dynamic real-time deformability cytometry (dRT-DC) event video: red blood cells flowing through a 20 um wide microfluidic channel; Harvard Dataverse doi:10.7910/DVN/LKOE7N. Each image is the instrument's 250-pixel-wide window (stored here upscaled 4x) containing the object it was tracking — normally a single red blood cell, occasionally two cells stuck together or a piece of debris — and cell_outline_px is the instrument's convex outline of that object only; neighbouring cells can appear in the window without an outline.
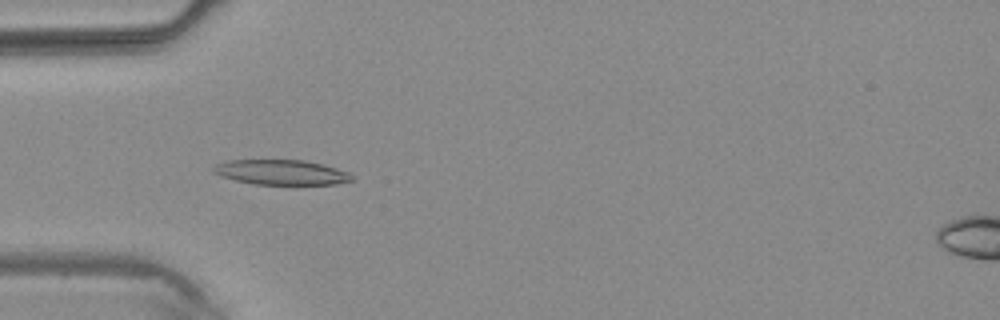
{"species": "common noctule bat (a hibernating species)", "species_latin": "Nyctalus noctula", "temperature_condition": "warm", "stored_images_in_passage": 5, "camera_frame_rate_fps": 3000, "um_per_image_px": 0.085, "animal": {"sex": "male", "body_mass_g": 20.4}, "frame": {"image": 1, "passage_image": 5, "time_ms": 4.667, "image_size_px": [1000, 320], "cell_outline_px": [[352, 180], [336, 184], [252, 184], [220, 176], [212, 172], [212, 164], [228, 160], [304, 160], [324, 164], [352, 172]], "centroid_in_image_um": [23.89, 14.63], "position_along_channel_um": 61.1, "area_um2": 20.4}}